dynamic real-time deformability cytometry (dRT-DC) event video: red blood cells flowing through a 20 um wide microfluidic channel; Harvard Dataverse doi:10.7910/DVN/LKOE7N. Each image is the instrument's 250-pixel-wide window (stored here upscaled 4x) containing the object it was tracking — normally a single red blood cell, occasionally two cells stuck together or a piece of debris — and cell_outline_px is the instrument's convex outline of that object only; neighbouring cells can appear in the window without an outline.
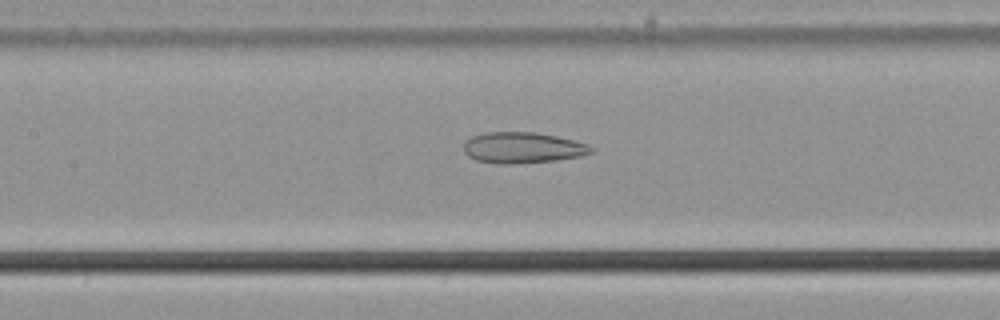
{"species": "common noctule bat (a hibernating species)", "species_latin": "Nyctalus noctula", "temperature_condition": "cold", "stored_images_in_passage": 38, "camera_frame_rate_fps": 3000, "um_per_image_px": 0.085, "animal": {"sex": "male", "body_mass_g": 21.5, "forearm_length_mm": 52.0}, "frame": {"image": 1, "passage_image": 25, "time_ms": 8.0, "image_size_px": [1000, 320], "cell_outline_px": [[596, 152], [580, 156], [556, 160], [512, 164], [496, 164], [476, 160], [468, 156], [464, 152], [464, 140], [472, 136], [484, 132], [536, 132], [576, 140], [588, 144], [596, 148]], "centroid_in_image_um": [44.45, 12.55], "position_along_channel_um": 163.0, "area_um2": 23.41}}
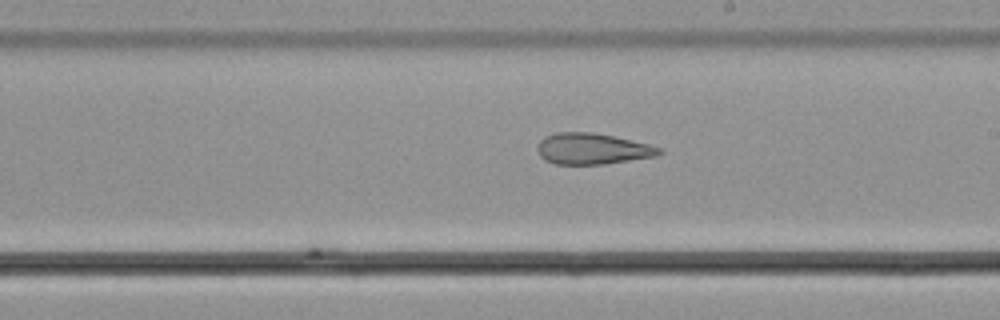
{"frame": {"image": 2, "passage_image": 31, "time_ms": 10.0, "image_size_px": [1000, 320], "cell_outline_px": [[664, 152], [656, 156], [604, 164], [556, 164], [544, 160], [540, 156], [536, 148], [540, 140], [544, 136], [556, 132], [592, 132], [612, 136], [648, 144], [660, 148]], "centroid_in_image_um": [50.31, 12.64], "position_along_channel_um": 238.7, "area_um2": 22.02}}
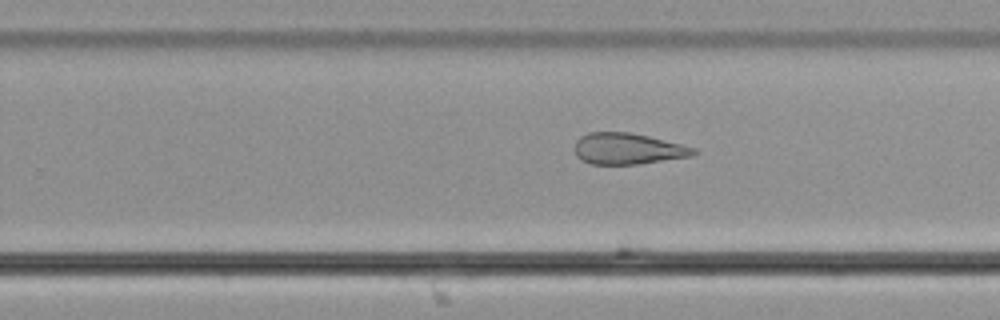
{"frame": {"image": 3, "passage_image": 34, "time_ms": 11.0, "image_size_px": [1000, 320], "cell_outline_px": [[696, 152], [692, 156], [636, 164], [592, 164], [580, 160], [576, 156], [576, 140], [580, 136], [588, 132], [632, 132], [696, 148]], "centroid_in_image_um": [53.33, 12.63], "position_along_channel_um": 276.5, "area_um2": 21.5}}